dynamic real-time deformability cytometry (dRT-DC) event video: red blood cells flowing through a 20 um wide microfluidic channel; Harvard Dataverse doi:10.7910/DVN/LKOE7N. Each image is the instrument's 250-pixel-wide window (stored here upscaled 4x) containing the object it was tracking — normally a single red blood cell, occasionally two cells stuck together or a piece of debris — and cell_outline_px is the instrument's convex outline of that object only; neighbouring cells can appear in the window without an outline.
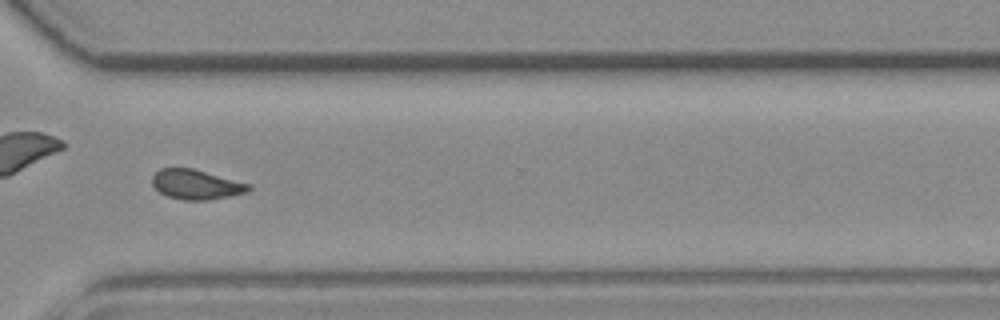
{"species": "common noctule bat (a hibernating species)", "species_latin": "Nyctalus noctula", "temperature_condition": "room temperature", "stored_images_in_passage": 52, "camera_frame_rate_fps": 3000, "um_per_image_px": 0.085, "animal": {"sex": "female", "body_mass_g": 19.3, "forearm_length_mm": 54.1}, "frame": {"image": 1, "passage_image": 37, "time_ms": 12.0, "image_size_px": [1000, 320], "cell_outline_px": [[252, 188], [248, 192], [208, 200], [184, 200], [168, 196], [160, 192], [152, 184], [152, 176], [160, 168], [192, 168], [252, 184]], "centroid_in_image_um": [16.7, 15.67], "position_along_channel_um": 353.9, "area_um2": 16.7}, "authors_computed_cell_mechanics": {"area_um2": 17.1955, "velocity_mm_per_s": 3.9377, "shape_relaxation_time_tau1_ms": null, "shape_relaxation_time_tau2_ms": 2.497, "deformation_change_tau1": null, "deformation_change_tau2": 0.0729}}